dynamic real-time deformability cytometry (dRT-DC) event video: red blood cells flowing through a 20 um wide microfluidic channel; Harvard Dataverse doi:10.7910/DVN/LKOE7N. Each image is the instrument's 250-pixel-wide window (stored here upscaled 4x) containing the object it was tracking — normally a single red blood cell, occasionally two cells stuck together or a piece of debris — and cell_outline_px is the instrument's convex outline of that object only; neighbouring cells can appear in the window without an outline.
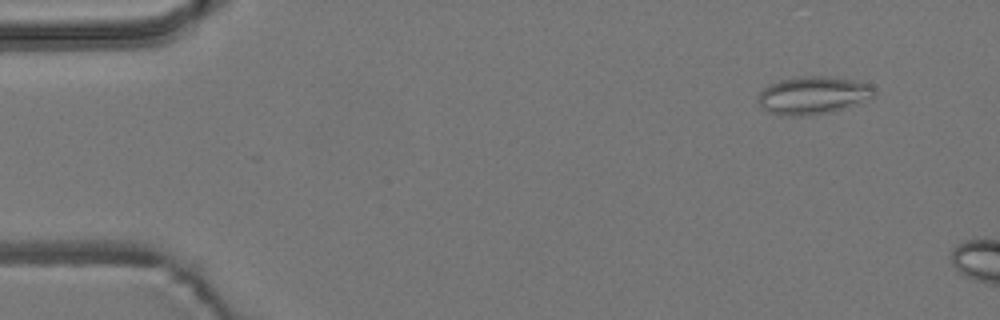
{"species": "common noctule bat (a hibernating species)", "species_latin": "Nyctalus noctula", "temperature_condition": "room temperature", "stored_images_in_passage": 10, "camera_frame_rate_fps": 3000, "um_per_image_px": 0.085, "animal": {"sex": "male", "body_mass_g": 19.2, "forearm_length_mm": 51.8}, "frame": {"image": 1, "passage_image": 5, "time_ms": 1.333, "image_size_px": [1000, 320], "cell_outline_px": [[876, 92], [872, 96], [844, 108], [832, 112], [808, 116], [780, 116], [768, 112], [760, 108], [756, 100], [756, 96], [768, 84], [780, 80], [796, 76], [824, 76], [856, 80], [868, 84]], "centroid_in_image_um": [68.99, 8.11], "position_along_channel_um": 16.0, "area_um2": 25.84}}